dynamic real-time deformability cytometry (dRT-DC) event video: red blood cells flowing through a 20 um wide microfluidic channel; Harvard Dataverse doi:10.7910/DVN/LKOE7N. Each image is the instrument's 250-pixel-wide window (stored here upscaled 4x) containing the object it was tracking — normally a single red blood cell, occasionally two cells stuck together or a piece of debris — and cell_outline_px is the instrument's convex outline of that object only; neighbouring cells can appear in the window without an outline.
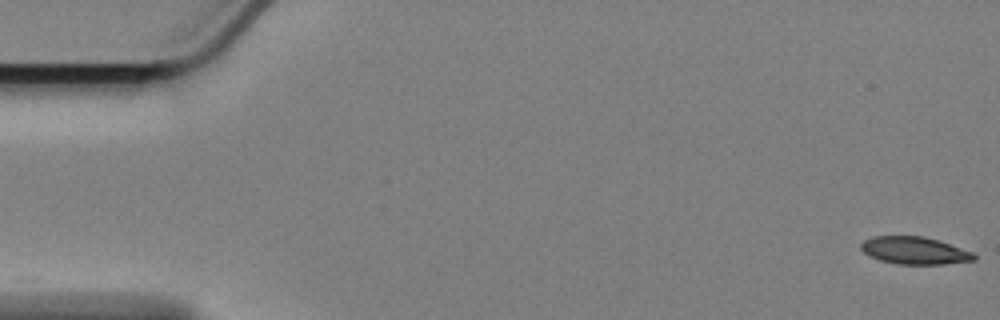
{"species": "Egyptian fruit bat (a non-hibernating species)", "species_latin": "Rousettus aegyptiacus", "temperature_condition": "cold", "stored_images_in_passage": 16, "camera_frame_rate_fps": 3000, "um_per_image_px": 0.085, "animal": {"sex": "female"}, "frame": {"image": 1, "passage_image": 1, "time_ms": 0.0, "image_size_px": [1000, 320], "cell_outline_px": [[976, 260], [944, 264], [896, 264], [880, 260], [864, 252], [860, 248], [860, 244], [864, 240], [872, 236], [924, 236], [940, 240], [972, 252], [976, 256]], "centroid_in_image_um": [77.75, 21.29], "position_along_channel_um": 7.3, "area_um2": 18.09}}
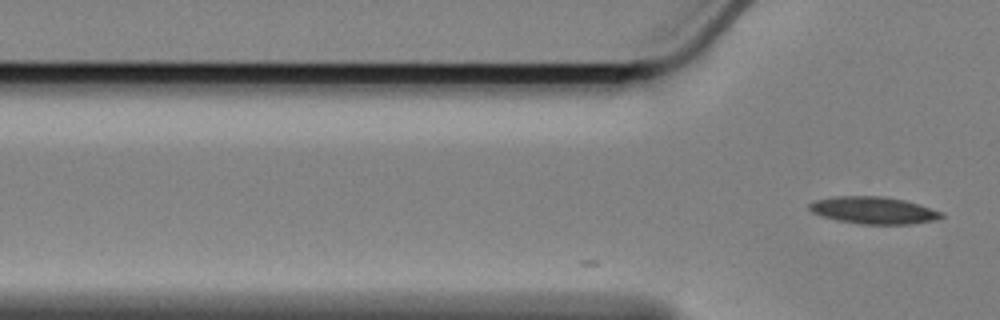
{"frame": {"image": 2, "passage_image": 16, "time_ms": 5.0, "image_size_px": [1000, 320], "cell_outline_px": [[944, 216], [936, 220], [908, 224], [860, 224], [836, 220], [820, 216], [812, 212], [808, 208], [808, 204], [816, 200], [832, 196], [884, 196], [904, 200], [940, 212]], "centroid_in_image_um": [74.17, 17.87], "position_along_channel_um": 51.6, "area_um2": 20.75}}